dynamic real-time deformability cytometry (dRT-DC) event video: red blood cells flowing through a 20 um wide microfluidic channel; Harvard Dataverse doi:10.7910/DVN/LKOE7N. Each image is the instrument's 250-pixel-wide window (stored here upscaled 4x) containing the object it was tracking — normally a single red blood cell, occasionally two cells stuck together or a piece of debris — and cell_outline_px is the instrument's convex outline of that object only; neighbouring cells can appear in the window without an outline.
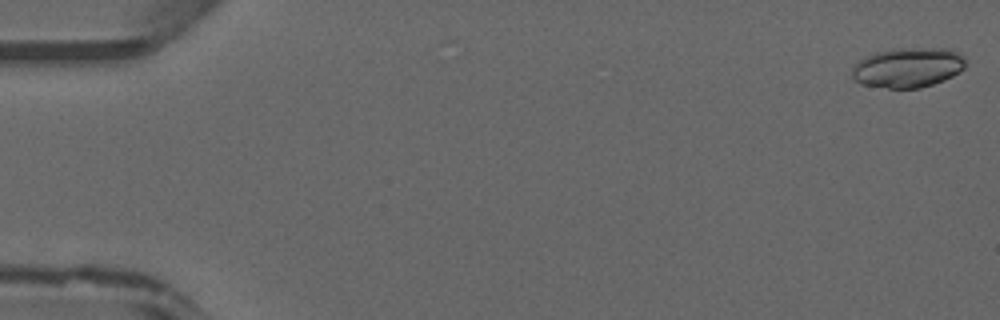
{"species": "common noctule bat (a hibernating species)", "species_latin": "Nyctalus noctula", "temperature_condition": "warm", "stored_images_in_passage": 47, "camera_frame_rate_fps": 3000, "um_per_image_px": 0.085, "animal": {"sex": "male", "forearm_length_mm": 52.5}, "frame": {"image": 1, "passage_image": 1, "time_ms": 0.0, "image_size_px": [1000, 320], "cell_outline_px": [[964, 68], [960, 72], [944, 80], [920, 88], [888, 88], [860, 84], [852, 76], [852, 68], [860, 60], [876, 52], [892, 48], [952, 48], [964, 56]], "centroid_in_image_um": [77.2, 5.73], "position_along_channel_um": 7.8, "area_um2": 26.47}}
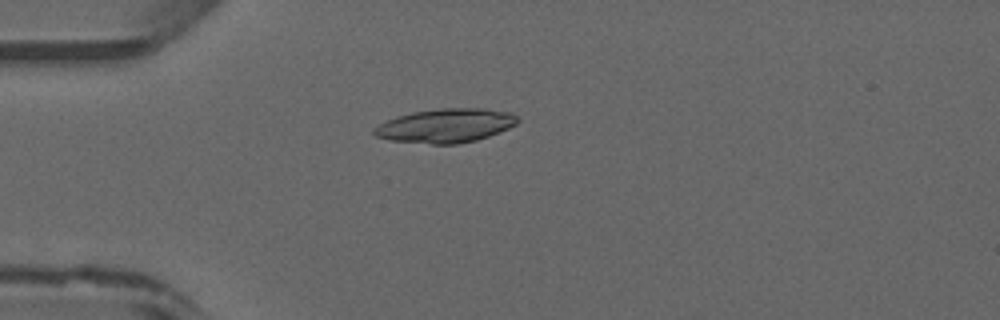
{"frame": {"image": 2, "passage_image": 13, "time_ms": 4.0, "image_size_px": [1000, 320], "cell_outline_px": [[520, 120], [516, 124], [500, 132], [476, 140], [456, 144], [432, 144], [388, 140], [376, 136], [372, 132], [380, 124], [396, 116], [412, 112], [440, 108], [484, 108], [512, 112]], "centroid_in_image_um": [37.91, 10.67], "position_along_channel_um": 47.1, "area_um2": 28.38}}
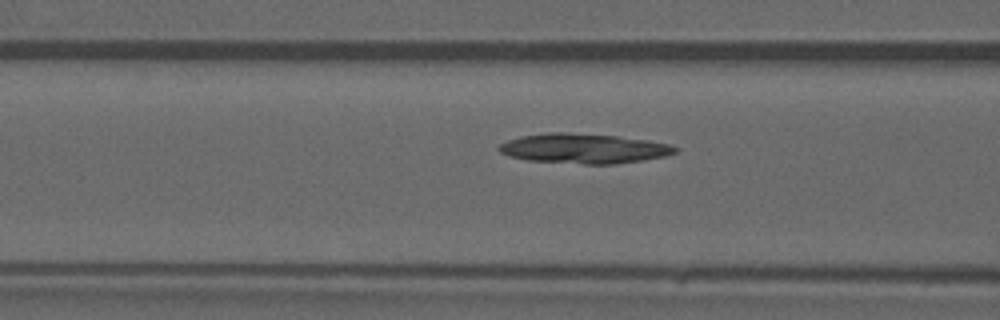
{"frame": {"image": 3, "passage_image": 19, "time_ms": 6.0, "image_size_px": [1000, 320], "cell_outline_px": [[680, 148], [676, 152], [664, 156], [644, 160], [616, 164], [584, 164], [528, 160], [508, 156], [500, 152], [496, 148], [500, 144], [508, 140], [520, 136], [548, 132], [564, 132], [616, 136], [648, 140], [668, 144]], "centroid_in_image_um": [49.6, 12.62], "position_along_channel_um": 117.0, "area_um2": 30.63}}